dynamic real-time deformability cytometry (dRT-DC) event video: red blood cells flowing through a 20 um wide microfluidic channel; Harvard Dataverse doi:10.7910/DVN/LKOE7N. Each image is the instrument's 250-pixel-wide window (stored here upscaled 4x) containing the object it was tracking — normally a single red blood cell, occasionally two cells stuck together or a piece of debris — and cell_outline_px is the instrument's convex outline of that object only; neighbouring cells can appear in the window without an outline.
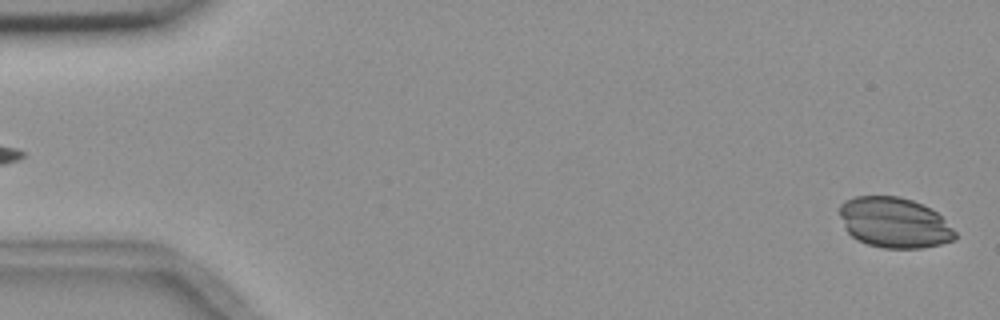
{"species": "common noctule bat (a hibernating species)", "species_latin": "Nyctalus noctula", "temperature_condition": "room temperature", "stored_images_in_passage": 4, "segment_of_instrument_passage": [2, 2], "camera_frame_rate_fps": 3000, "um_per_image_px": 0.085, "animal": {"sex": "female", "body_mass_g": 18.4}, "frame": {"image": 1, "passage_image": 4, "time_ms": 4.333, "image_size_px": [1000, 320], "cell_outline_px": [[956, 236], [952, 240], [940, 244], [920, 248], [884, 248], [868, 244], [856, 240], [844, 228], [840, 216], [840, 204], [844, 200], [856, 196], [900, 196], [912, 200], [936, 212], [956, 232]], "centroid_in_image_um": [75.97, 18.92], "position_along_channel_um": 9.0, "area_um2": 33.76}}